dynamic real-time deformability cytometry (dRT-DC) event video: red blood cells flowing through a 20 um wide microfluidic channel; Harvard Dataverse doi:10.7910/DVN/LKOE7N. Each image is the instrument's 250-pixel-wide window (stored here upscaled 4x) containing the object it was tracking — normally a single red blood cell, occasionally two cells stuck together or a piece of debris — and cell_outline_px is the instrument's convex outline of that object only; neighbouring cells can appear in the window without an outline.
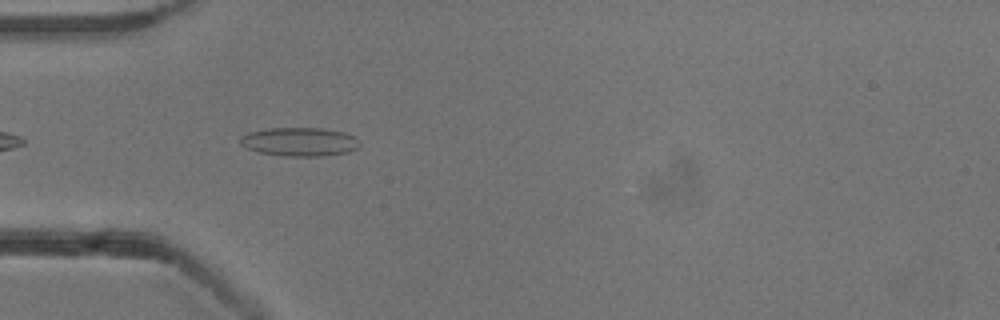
{"species": "common noctule bat (a hibernating species)", "species_latin": "Nyctalus noctula", "temperature_condition": "cold", "stored_images_in_passage": 40, "camera_frame_rate_fps": 3000, "um_per_image_px": 0.085, "animal": {"sex": "male", "body_mass_g": 13.3}, "frame": {"image": 1, "passage_image": 3, "time_ms": 0.667, "image_size_px": [1000, 320], "cell_outline_px": [[356, 148], [348, 152], [324, 156], [284, 156], [260, 152], [248, 148], [240, 144], [240, 136], [248, 132], [268, 128], [320, 128], [344, 132], [352, 136], [356, 140]], "centroid_in_image_um": [25.4, 12.05], "position_along_channel_um": 59.6, "area_um2": 19.71}}
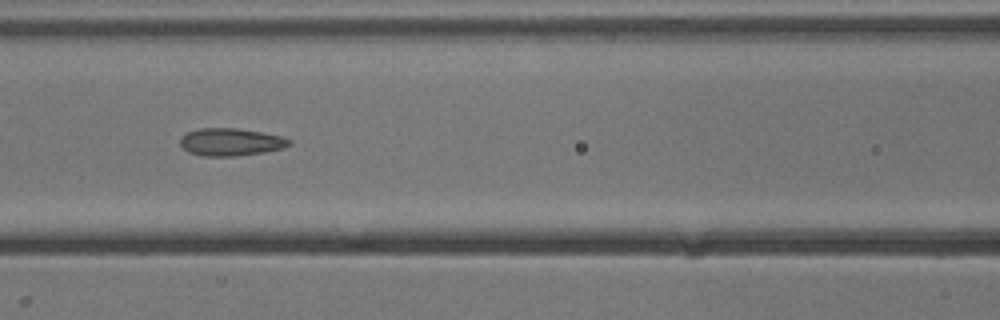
{"frame": {"image": 2, "passage_image": 10, "time_ms": 3.0, "image_size_px": [1000, 320], "cell_outline_px": [[292, 144], [284, 148], [264, 152], [236, 156], [200, 156], [188, 152], [180, 144], [180, 136], [196, 128], [236, 128], [284, 136], [292, 140]], "centroid_in_image_um": [19.62, 12.07], "position_along_channel_um": 147.0, "area_um2": 17.74}}
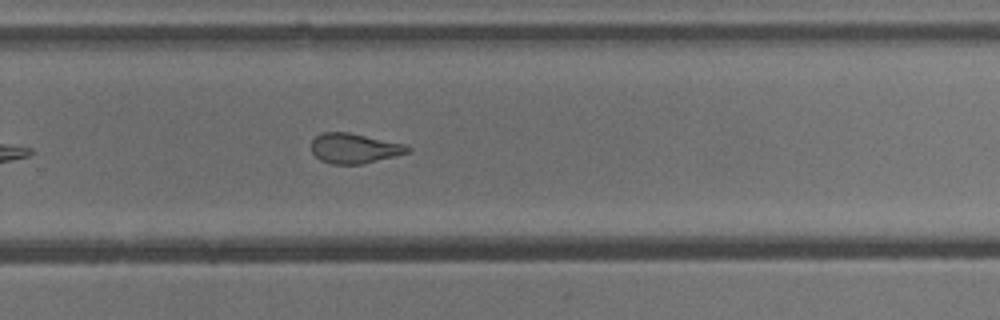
{"frame": {"image": 3, "passage_image": 22, "time_ms": 7.0, "image_size_px": [1000, 320], "cell_outline_px": [[412, 148], [408, 152], [396, 156], [360, 164], [332, 164], [320, 160], [312, 152], [312, 140], [316, 136], [324, 132], [348, 132], [408, 144]], "centroid_in_image_um": [30.15, 12.6], "position_along_channel_um": 299.6, "area_um2": 16.88}, "authors_computed_cell_mechanics": {"area_um2": 17.7735, "velocity_mm_per_s": 3.8354, "shape_relaxation_time_tau1_ms": 9.8761, "shape_relaxation_time_tau2_ms": 1.2626, "deformation_change_tau1": 0.2144, "deformation_change_tau2": 0.0865}}